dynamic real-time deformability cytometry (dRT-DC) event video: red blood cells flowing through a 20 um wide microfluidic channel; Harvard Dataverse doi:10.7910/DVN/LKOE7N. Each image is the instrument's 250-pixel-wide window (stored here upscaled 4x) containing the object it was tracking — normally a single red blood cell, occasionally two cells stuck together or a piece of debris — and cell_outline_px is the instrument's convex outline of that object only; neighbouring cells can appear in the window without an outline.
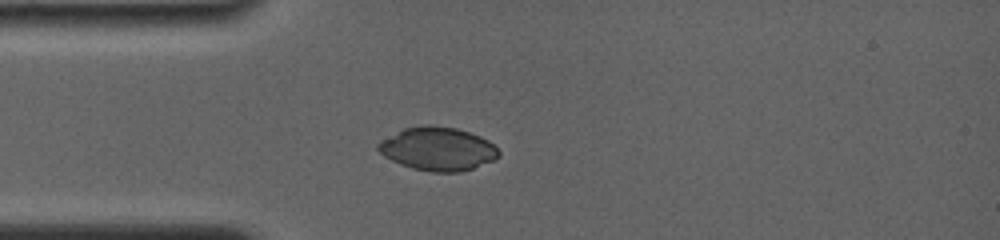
{"species": "common noctule bat (a hibernating species)", "species_latin": "Nyctalus noctula", "temperature_condition": "room temperature", "stored_images_in_passage": 8, "camera_frame_rate_fps": 4000, "um_per_image_px": 0.085, "animal": {"sex": "female", "body_mass_g": 19.0, "forearm_length_mm": 56.7}, "frame": {"image": 1, "passage_image": 6, "time_ms": 3.75, "image_size_px": [1000, 240], "cell_outline_px": [[500, 156], [492, 160], [472, 168], [460, 172], [432, 172], [412, 168], [400, 164], [384, 156], [376, 148], [376, 144], [404, 128], [420, 124], [428, 124], [456, 128], [480, 136], [488, 140], [500, 152]], "centroid_in_image_um": [37.19, 12.64], "position_along_channel_um": 47.8, "area_um2": 30.35}}
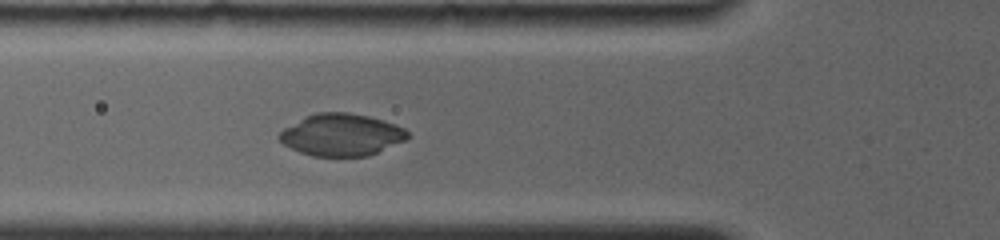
{"frame": {"image": 2, "passage_image": 8, "time_ms": 5.25, "image_size_px": [1000, 240], "cell_outline_px": [[408, 136], [404, 140], [368, 156], [312, 156], [300, 152], [284, 144], [276, 136], [284, 128], [304, 116], [316, 112], [348, 112], [368, 116], [384, 120], [396, 124], [404, 128], [408, 132]], "centroid_in_image_um": [28.99, 11.44], "position_along_channel_um": 96.8, "area_um2": 31.39}}